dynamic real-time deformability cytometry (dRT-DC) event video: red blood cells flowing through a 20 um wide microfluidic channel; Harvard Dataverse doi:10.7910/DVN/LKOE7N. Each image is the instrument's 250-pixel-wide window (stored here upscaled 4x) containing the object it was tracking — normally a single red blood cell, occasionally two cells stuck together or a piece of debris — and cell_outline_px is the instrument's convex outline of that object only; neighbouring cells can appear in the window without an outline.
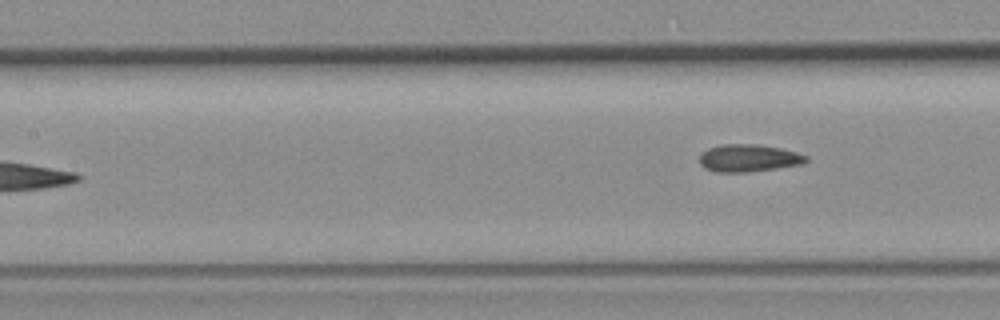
{"species": "common noctule bat (a hibernating species)", "species_latin": "Nyctalus noctula", "temperature_condition": "room temperature", "stored_images_in_passage": 7, "camera_frame_rate_fps": 3000, "um_per_image_px": 0.085, "animal": {"sex": "female", "body_mass_g": 19.3, "forearm_length_mm": 54.1}, "frame": {"image": 1, "passage_image": 7, "time_ms": 7.0, "image_size_px": [1000, 320], "cell_outline_px": [[808, 160], [804, 164], [748, 172], [716, 172], [704, 168], [700, 164], [700, 156], [708, 148], [720, 144], [756, 144], [780, 148], [796, 152], [808, 156]], "centroid_in_image_um": [63.64, 13.44], "position_along_channel_um": 143.8, "area_um2": 17.05}}